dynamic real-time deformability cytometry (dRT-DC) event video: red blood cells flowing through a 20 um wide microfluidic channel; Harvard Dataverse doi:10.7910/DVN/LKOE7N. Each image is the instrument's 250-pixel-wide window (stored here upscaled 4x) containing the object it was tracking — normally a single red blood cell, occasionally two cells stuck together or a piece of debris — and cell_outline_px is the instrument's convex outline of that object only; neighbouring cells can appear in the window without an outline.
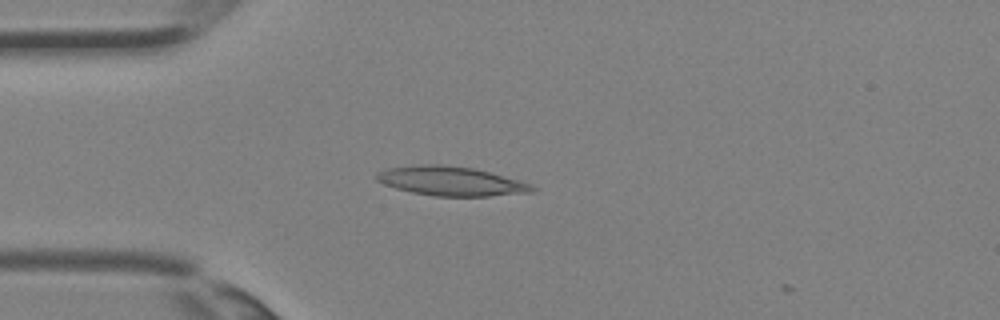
{"species": "Egyptian fruit bat (a non-hibernating species)", "species_latin": "Rousettus aegyptiacus", "temperature_condition": "room temperature", "stored_images_in_passage": 27, "camera_frame_rate_fps": 3000, "um_per_image_px": 0.085, "animal": {"sex": "female"}, "frame": {"image": 1, "passage_image": 1, "time_ms": 0.0, "image_size_px": [1000, 320], "cell_outline_px": [[536, 188], [532, 192], [488, 196], [436, 196], [412, 192], [396, 188], [384, 184], [376, 180], [376, 172], [384, 168], [416, 164], [440, 164], [472, 168], [488, 172], [532, 184]], "centroid_in_image_um": [38.27, 15.38], "position_along_channel_um": 46.7, "area_um2": 26.41}}
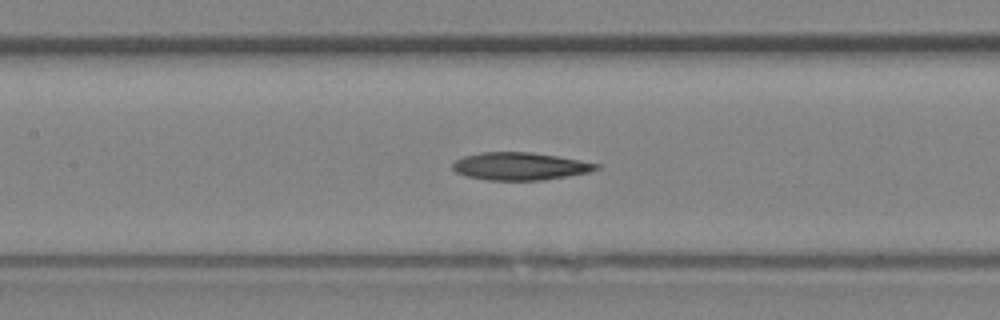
{"frame": {"image": 2, "passage_image": 8, "time_ms": 2.333, "image_size_px": [1000, 320], "cell_outline_px": [[600, 168], [588, 172], [568, 176], [544, 180], [488, 180], [464, 176], [456, 172], [452, 168], [452, 164], [456, 160], [464, 156], [480, 152], [528, 152], [556, 156], [580, 160], [600, 164]], "centroid_in_image_um": [44.18, 14.13], "position_along_channel_um": 163.2, "area_um2": 23.12}}
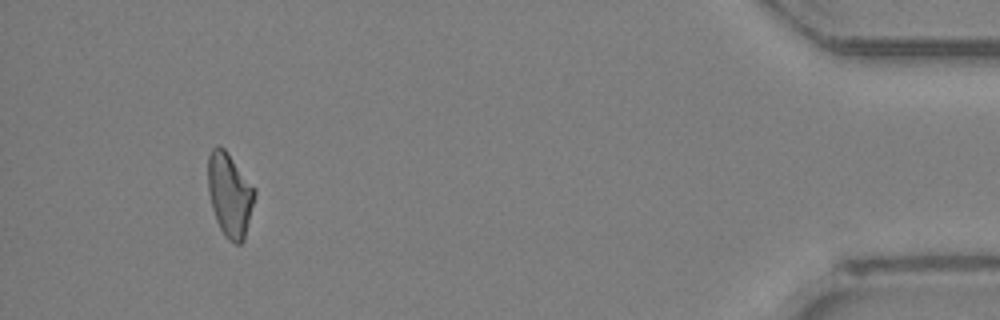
{"frame": {"image": 3, "passage_image": 25, "time_ms": 8.0, "image_size_px": [1000, 320], "cell_outline_px": [[256, 196], [244, 240], [240, 244], [236, 244], [228, 240], [224, 236], [216, 220], [212, 208], [208, 192], [208, 156], [212, 148], [216, 144], [220, 144], [224, 148], [256, 188]], "centroid_in_image_um": [19.53, 16.54], "position_along_channel_um": 415.7, "area_um2": 23.12}}